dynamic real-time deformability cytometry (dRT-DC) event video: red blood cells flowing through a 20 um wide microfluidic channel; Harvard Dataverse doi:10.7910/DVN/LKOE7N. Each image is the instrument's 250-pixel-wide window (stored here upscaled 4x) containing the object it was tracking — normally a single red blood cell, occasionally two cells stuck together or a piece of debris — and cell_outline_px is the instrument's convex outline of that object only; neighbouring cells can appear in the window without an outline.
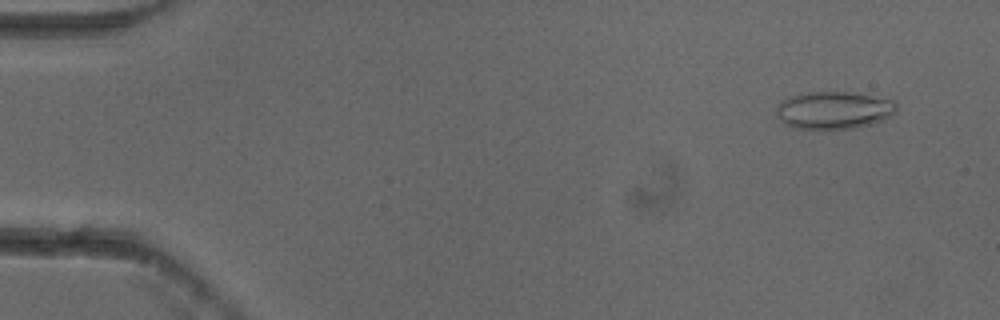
{"species": "common noctule bat (a hibernating species)", "species_latin": "Nyctalus noctula", "temperature_condition": "cold", "stored_images_in_passage": 43, "camera_frame_rate_fps": 3000, "um_per_image_px": 0.085, "animal": {"sex": "female"}, "frame": {"image": 1, "passage_image": 1, "time_ms": 0.0, "image_size_px": [1000, 320], "cell_outline_px": [[896, 112], [892, 116], [884, 120], [872, 124], [852, 128], [792, 128], [784, 124], [776, 116], [776, 108], [788, 96], [800, 92], [852, 92], [896, 100]], "centroid_in_image_um": [70.88, 9.35], "position_along_channel_um": 14.1, "area_um2": 26.53}}
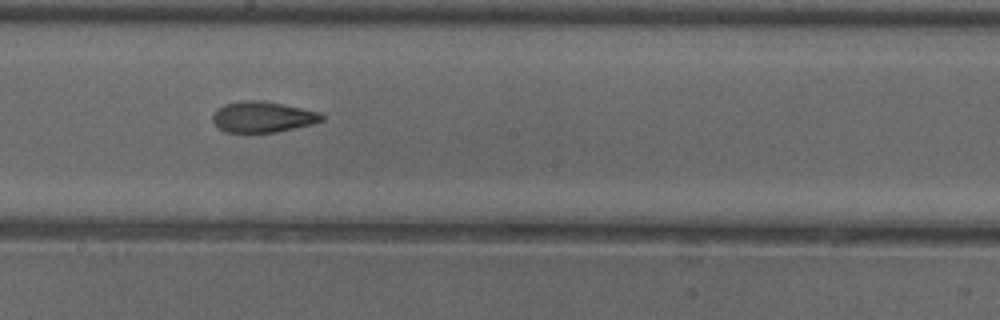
{"frame": {"image": 2, "passage_image": 27, "time_ms": 8.667, "image_size_px": [1000, 320], "cell_outline_px": [[324, 120], [312, 124], [276, 132], [244, 136], [224, 132], [216, 128], [212, 120], [212, 116], [216, 108], [224, 104], [244, 100], [264, 100], [284, 104], [320, 112], [324, 116]], "centroid_in_image_um": [22.25, 9.98], "position_along_channel_um": 226.0, "area_um2": 20.63}}
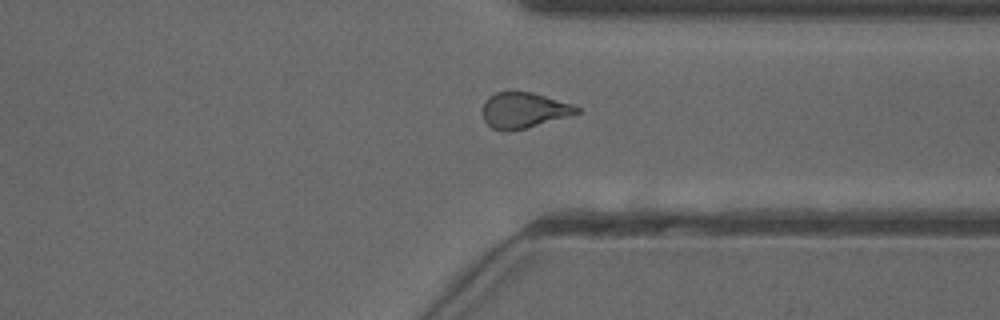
{"frame": {"image": 3, "passage_image": 38, "time_ms": 12.333, "image_size_px": [1000, 320], "cell_outline_px": [[580, 112], [568, 116], [524, 128], [508, 132], [504, 132], [492, 128], [484, 120], [484, 100], [488, 96], [496, 92], [532, 92], [572, 104], [580, 108]], "centroid_in_image_um": [44.5, 9.37], "position_along_channel_um": 366.9, "area_um2": 19.31}, "authors_computed_cell_mechanics": {"area_um2": 20.4612, "velocity_mm_per_s": 3.8542, "shape_relaxation_time_tau1_ms": 6.5891, "shape_relaxation_time_tau2_ms": 2.0083, "deformation_change_tau1": 0.154, "deformation_change_tau2": 0.0916}}